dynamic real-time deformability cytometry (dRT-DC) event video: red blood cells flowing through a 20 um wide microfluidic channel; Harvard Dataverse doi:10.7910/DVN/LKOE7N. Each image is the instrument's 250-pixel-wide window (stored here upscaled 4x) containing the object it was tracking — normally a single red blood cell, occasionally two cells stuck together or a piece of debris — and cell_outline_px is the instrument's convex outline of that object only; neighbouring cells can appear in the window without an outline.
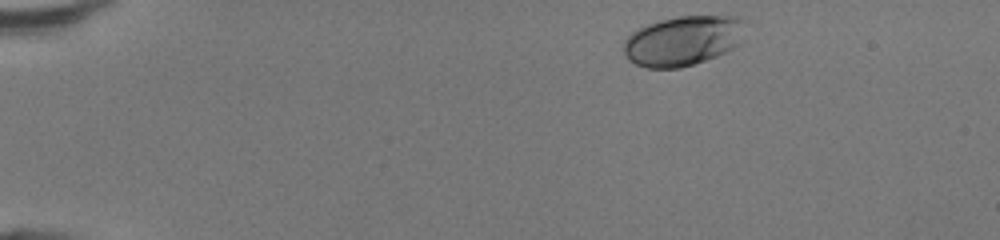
{"species": "human", "species_latin": "Homo sapiens", "temperature_condition": "room temperature", "stored_images_in_passage": 41, "camera_frame_rate_fps": 3000, "um_per_image_px": 0.085, "donor": {"sex": "female"}, "frame": {"image": 1, "passage_image": 1, "time_ms": 0.0, "image_size_px": [1000, 240], "cell_outline_px": [[744, 20], [736, 44], [732, 48], [716, 56], [680, 68], [648, 68], [636, 64], [628, 60], [624, 52], [624, 40], [636, 28], [660, 20], [680, 16], [736, 16]], "centroid_in_image_um": [57.96, 3.46], "position_along_channel_um": 27.0, "area_um2": 34.74}}
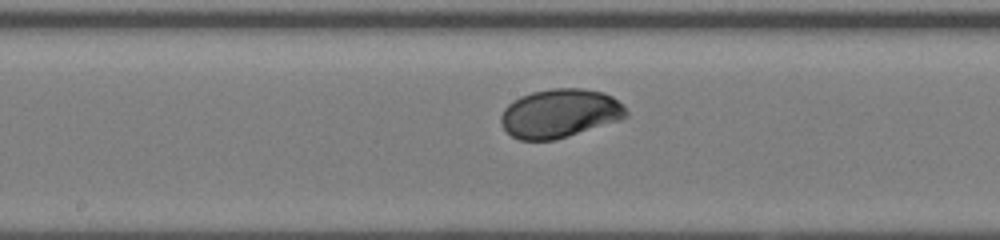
{"frame": {"image": 2, "passage_image": 20, "time_ms": 6.333, "image_size_px": [1000, 240], "cell_outline_px": [[628, 116], [620, 120], [556, 140], [520, 140], [512, 136], [504, 128], [500, 120], [500, 116], [504, 108], [508, 104], [520, 96], [532, 92], [552, 88], [584, 88], [604, 92], [612, 96], [628, 112]], "centroid_in_image_um": [47.57, 9.63], "position_along_channel_um": 200.6, "area_um2": 35.6}}
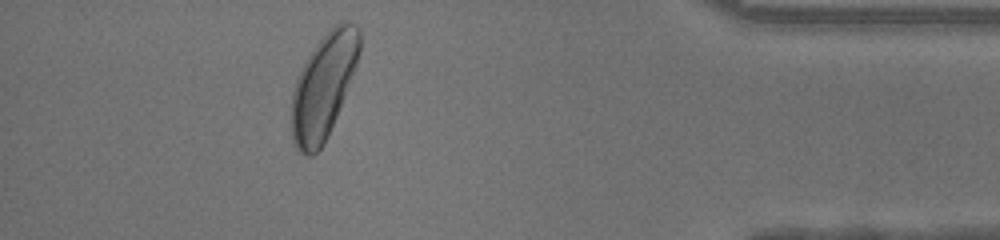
{"frame": {"image": 3, "passage_image": 37, "time_ms": 12.0, "image_size_px": [1000, 240], "cell_outline_px": [[360, 52], [356, 64], [336, 116], [328, 136], [324, 144], [312, 156], [304, 156], [296, 148], [292, 140], [292, 92], [296, 80], [304, 60], [312, 48], [340, 20], [348, 20], [360, 32]], "centroid_in_image_um": [27.47, 7.33], "position_along_channel_um": 407.7, "area_um2": 41.04}, "authors_computed_cell_mechanics": {"area_um2": 34.7378, "velocity_mm_per_s": 4.3097, "shape_relaxation_time_tau1_ms": 1.967, "shape_relaxation_time_tau2_ms": null, "deformation_change_tau1": 0.1205, "deformation_change_tau2": null}}